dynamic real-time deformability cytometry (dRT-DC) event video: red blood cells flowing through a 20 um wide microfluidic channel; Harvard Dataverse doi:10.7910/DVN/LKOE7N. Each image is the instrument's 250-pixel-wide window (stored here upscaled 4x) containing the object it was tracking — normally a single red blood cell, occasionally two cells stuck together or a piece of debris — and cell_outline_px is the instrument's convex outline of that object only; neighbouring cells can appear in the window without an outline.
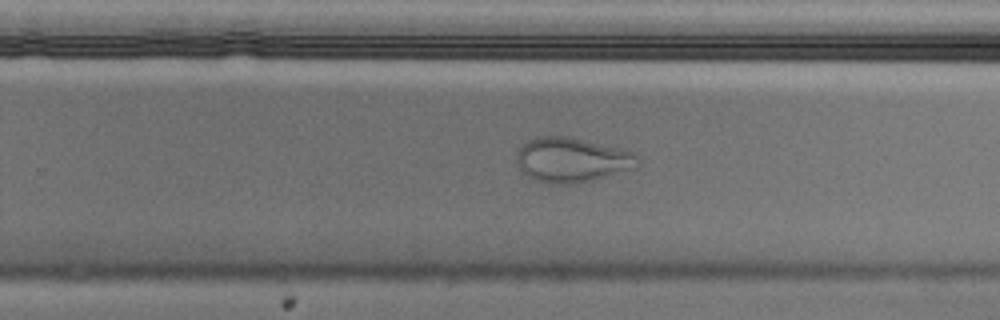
{"species": "Egyptian fruit bat (a non-hibernating species)", "species_latin": "Rousettus aegyptiacus", "temperature_condition": "cold", "stored_images_in_passage": 47, "camera_frame_rate_fps": 3000, "um_per_image_px": 0.085, "animal": {"sex": "male"}, "frame": {"image": 1, "passage_image": 27, "time_ms": 8.667, "image_size_px": [1000, 320], "cell_outline_px": [[640, 156], [636, 168], [592, 180], [572, 184], [548, 184], [536, 180], [528, 176], [520, 168], [516, 160], [516, 156], [520, 148], [528, 140], [536, 136], [568, 136], [620, 148], [632, 152]], "centroid_in_image_um": [48.62, 13.59], "position_along_channel_um": 281.2, "area_um2": 31.56}}